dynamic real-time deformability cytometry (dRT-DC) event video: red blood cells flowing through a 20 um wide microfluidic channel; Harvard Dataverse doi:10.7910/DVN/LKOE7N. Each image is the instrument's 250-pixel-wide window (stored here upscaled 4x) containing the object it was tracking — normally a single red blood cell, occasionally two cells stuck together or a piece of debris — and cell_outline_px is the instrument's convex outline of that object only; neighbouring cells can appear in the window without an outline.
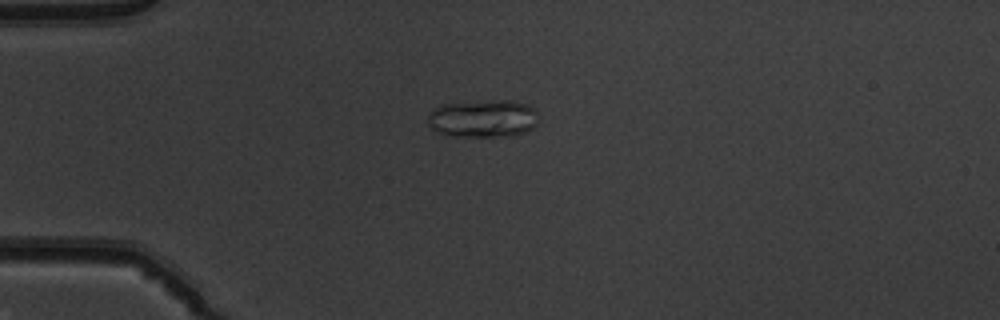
{"species": "common noctule bat (a hibernating species)", "species_latin": "Nyctalus noctula", "temperature_condition": "warm", "stored_images_in_passage": 43, "camera_frame_rate_fps": 3000, "um_per_image_px": 0.085, "animal": {"sex": "male", "body_mass_g": 19.5, "forearm_length_mm": 54.6}, "frame": {"image": 1, "passage_image": 6, "time_ms": 1.667, "image_size_px": [1000, 320], "cell_outline_px": [[536, 124], [532, 128], [524, 132], [508, 136], [456, 136], [436, 132], [428, 124], [428, 116], [432, 108], [440, 104], [492, 100], [516, 100], [536, 108]], "centroid_in_image_um": [41.04, 10.05], "position_along_channel_um": 44.0, "area_um2": 24.45}}
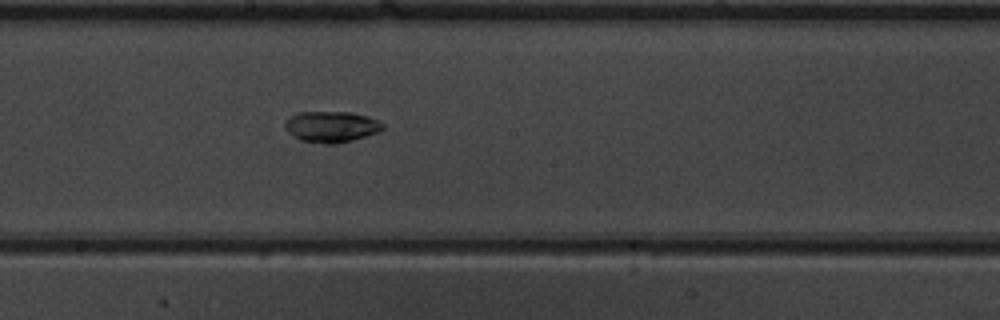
{"frame": {"image": 2, "passage_image": 21, "time_ms": 6.667, "image_size_px": [1000, 320], "cell_outline_px": [[384, 128], [376, 132], [352, 140], [336, 144], [324, 144], [300, 140], [288, 132], [284, 128], [284, 124], [296, 112], [352, 112], [368, 116], [380, 120], [384, 124]], "centroid_in_image_um": [28.17, 10.76], "position_along_channel_um": 220.0, "area_um2": 17.69}}
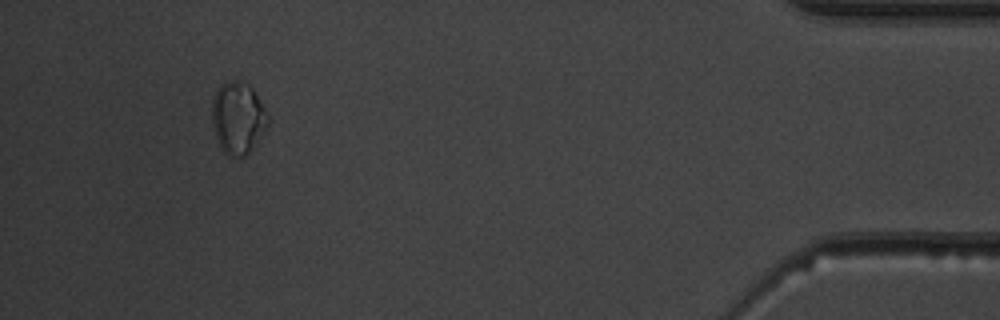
{"frame": {"image": 3, "passage_image": 40, "time_ms": 13.0, "image_size_px": [1000, 320], "cell_outline_px": [[268, 124], [248, 152], [244, 156], [228, 156], [220, 148], [216, 136], [212, 120], [212, 96], [220, 84], [232, 80], [240, 80], [248, 84], [252, 88], [268, 112]], "centroid_in_image_um": [20.2, 9.97], "position_along_channel_um": 415.0, "area_um2": 23.29}, "authors_computed_cell_mechanics": {"area_um2": 17.6868, "velocity_mm_per_s": 4.0224, "shape_relaxation_time_tau1_ms": 4.0277, "shape_relaxation_time_tau2_ms": null, "deformation_change_tau1": 0.1385, "deformation_change_tau2": null}}